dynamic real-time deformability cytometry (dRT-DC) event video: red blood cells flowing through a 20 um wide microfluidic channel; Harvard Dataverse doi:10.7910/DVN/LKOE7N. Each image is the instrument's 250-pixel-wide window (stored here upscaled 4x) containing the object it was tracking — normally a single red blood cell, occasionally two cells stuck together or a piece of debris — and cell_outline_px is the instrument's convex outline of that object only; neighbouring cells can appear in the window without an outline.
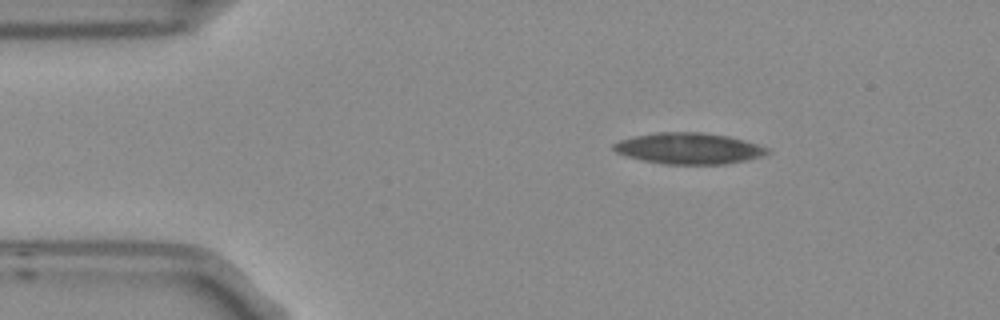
{"species": "Egyptian fruit bat (a non-hibernating species)", "species_latin": "Rousettus aegyptiacus", "temperature_condition": "room temperature", "stored_images_in_passage": 5, "camera_frame_rate_fps": 3000, "um_per_image_px": 0.085, "frame": {"image": 1, "passage_image": 2, "time_ms": 0.333, "image_size_px": [1000, 320], "cell_outline_px": [[768, 152], [764, 156], [748, 160], [724, 164], [664, 164], [644, 160], [628, 156], [616, 152], [612, 148], [612, 144], [620, 140], [636, 136], [656, 132], [700, 132], [728, 136], [756, 144], [768, 148]], "centroid_in_image_um": [58.55, 12.62], "position_along_channel_um": 26.5, "area_um2": 27.69}}
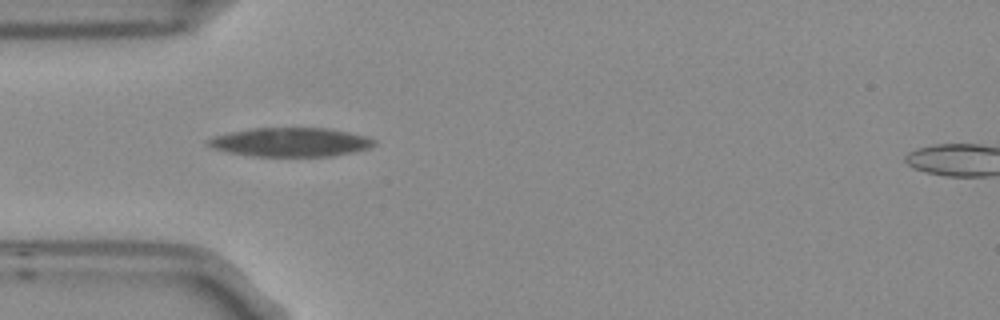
{"frame": {"image": 2, "passage_image": 4, "time_ms": 1.0, "image_size_px": [1000, 320], "cell_outline_px": [[376, 144], [372, 148], [332, 156], [252, 156], [228, 152], [212, 148], [204, 144], [204, 140], [216, 136], [232, 132], [252, 128], [324, 128], [348, 132], [364, 136], [376, 140]], "centroid_in_image_um": [24.68, 12.09], "position_along_channel_um": 60.3, "area_um2": 27.98}}